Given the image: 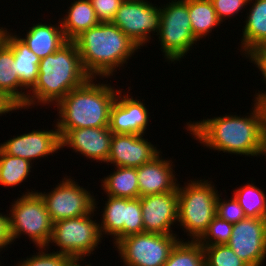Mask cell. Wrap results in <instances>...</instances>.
Instances as JSON below:
<instances>
[{
	"label": "cell",
	"instance_id": "obj_16",
	"mask_svg": "<svg viewBox=\"0 0 266 266\" xmlns=\"http://www.w3.org/2000/svg\"><path fill=\"white\" fill-rule=\"evenodd\" d=\"M145 233L178 235V190L140 197ZM174 230V231H173Z\"/></svg>",
	"mask_w": 266,
	"mask_h": 266
},
{
	"label": "cell",
	"instance_id": "obj_12",
	"mask_svg": "<svg viewBox=\"0 0 266 266\" xmlns=\"http://www.w3.org/2000/svg\"><path fill=\"white\" fill-rule=\"evenodd\" d=\"M99 225L102 236L111 237L113 245L124 237L144 233L140 197L135 199L105 195ZM107 200V201H106Z\"/></svg>",
	"mask_w": 266,
	"mask_h": 266
},
{
	"label": "cell",
	"instance_id": "obj_23",
	"mask_svg": "<svg viewBox=\"0 0 266 266\" xmlns=\"http://www.w3.org/2000/svg\"><path fill=\"white\" fill-rule=\"evenodd\" d=\"M13 62V49L0 36V93L21 111L26 105L28 91L20 84Z\"/></svg>",
	"mask_w": 266,
	"mask_h": 266
},
{
	"label": "cell",
	"instance_id": "obj_36",
	"mask_svg": "<svg viewBox=\"0 0 266 266\" xmlns=\"http://www.w3.org/2000/svg\"><path fill=\"white\" fill-rule=\"evenodd\" d=\"M248 59V60H247ZM247 62L253 63L255 68H258L259 75H262V82L266 85V42L261 44L256 50H254L247 58ZM258 91V92H257ZM253 94L254 97L260 98L265 90H257Z\"/></svg>",
	"mask_w": 266,
	"mask_h": 266
},
{
	"label": "cell",
	"instance_id": "obj_7",
	"mask_svg": "<svg viewBox=\"0 0 266 266\" xmlns=\"http://www.w3.org/2000/svg\"><path fill=\"white\" fill-rule=\"evenodd\" d=\"M169 1V2H168ZM161 5V22L158 33V44L164 62L176 64L192 53L198 41L192 34L188 13V0H166ZM179 61V62H178Z\"/></svg>",
	"mask_w": 266,
	"mask_h": 266
},
{
	"label": "cell",
	"instance_id": "obj_6",
	"mask_svg": "<svg viewBox=\"0 0 266 266\" xmlns=\"http://www.w3.org/2000/svg\"><path fill=\"white\" fill-rule=\"evenodd\" d=\"M31 190V191H30ZM34 190V191H33ZM9 207V230L13 244L23 236L38 247H47L52 235L53 222L43 198L36 189H26Z\"/></svg>",
	"mask_w": 266,
	"mask_h": 266
},
{
	"label": "cell",
	"instance_id": "obj_18",
	"mask_svg": "<svg viewBox=\"0 0 266 266\" xmlns=\"http://www.w3.org/2000/svg\"><path fill=\"white\" fill-rule=\"evenodd\" d=\"M147 134H113L106 164L138 168L152 161L162 151L147 139Z\"/></svg>",
	"mask_w": 266,
	"mask_h": 266
},
{
	"label": "cell",
	"instance_id": "obj_8",
	"mask_svg": "<svg viewBox=\"0 0 266 266\" xmlns=\"http://www.w3.org/2000/svg\"><path fill=\"white\" fill-rule=\"evenodd\" d=\"M97 199L95 197V210L92 213L54 222L48 246L51 244L57 246L56 252L69 255L72 258H89L95 254L104 238L100 230L99 220L93 218L101 208L97 206L99 205Z\"/></svg>",
	"mask_w": 266,
	"mask_h": 266
},
{
	"label": "cell",
	"instance_id": "obj_25",
	"mask_svg": "<svg viewBox=\"0 0 266 266\" xmlns=\"http://www.w3.org/2000/svg\"><path fill=\"white\" fill-rule=\"evenodd\" d=\"M115 168V169H114ZM107 176L100 179L105 195L135 199L139 198L137 168L113 167Z\"/></svg>",
	"mask_w": 266,
	"mask_h": 266
},
{
	"label": "cell",
	"instance_id": "obj_4",
	"mask_svg": "<svg viewBox=\"0 0 266 266\" xmlns=\"http://www.w3.org/2000/svg\"><path fill=\"white\" fill-rule=\"evenodd\" d=\"M104 79L90 77L54 106L60 138L71 129L109 127L111 107L120 87Z\"/></svg>",
	"mask_w": 266,
	"mask_h": 266
},
{
	"label": "cell",
	"instance_id": "obj_30",
	"mask_svg": "<svg viewBox=\"0 0 266 266\" xmlns=\"http://www.w3.org/2000/svg\"><path fill=\"white\" fill-rule=\"evenodd\" d=\"M202 247L205 266H248L227 244Z\"/></svg>",
	"mask_w": 266,
	"mask_h": 266
},
{
	"label": "cell",
	"instance_id": "obj_27",
	"mask_svg": "<svg viewBox=\"0 0 266 266\" xmlns=\"http://www.w3.org/2000/svg\"><path fill=\"white\" fill-rule=\"evenodd\" d=\"M34 165L27 159L5 154L0 149V186L17 187L31 177ZM27 179V180H26Z\"/></svg>",
	"mask_w": 266,
	"mask_h": 266
},
{
	"label": "cell",
	"instance_id": "obj_40",
	"mask_svg": "<svg viewBox=\"0 0 266 266\" xmlns=\"http://www.w3.org/2000/svg\"><path fill=\"white\" fill-rule=\"evenodd\" d=\"M86 259L87 258H72L65 266H92L91 262L88 260V262H89V264H88ZM80 263H82V264H80Z\"/></svg>",
	"mask_w": 266,
	"mask_h": 266
},
{
	"label": "cell",
	"instance_id": "obj_37",
	"mask_svg": "<svg viewBox=\"0 0 266 266\" xmlns=\"http://www.w3.org/2000/svg\"><path fill=\"white\" fill-rule=\"evenodd\" d=\"M6 211L7 214H4L5 212H0V253L3 250V252H5V250H8L7 248H11V244H13L9 230L8 210L6 209Z\"/></svg>",
	"mask_w": 266,
	"mask_h": 266
},
{
	"label": "cell",
	"instance_id": "obj_35",
	"mask_svg": "<svg viewBox=\"0 0 266 266\" xmlns=\"http://www.w3.org/2000/svg\"><path fill=\"white\" fill-rule=\"evenodd\" d=\"M99 22H112L124 0H89Z\"/></svg>",
	"mask_w": 266,
	"mask_h": 266
},
{
	"label": "cell",
	"instance_id": "obj_39",
	"mask_svg": "<svg viewBox=\"0 0 266 266\" xmlns=\"http://www.w3.org/2000/svg\"><path fill=\"white\" fill-rule=\"evenodd\" d=\"M263 156L266 159V124L264 125L261 132L259 149L256 158H262Z\"/></svg>",
	"mask_w": 266,
	"mask_h": 266
},
{
	"label": "cell",
	"instance_id": "obj_3",
	"mask_svg": "<svg viewBox=\"0 0 266 266\" xmlns=\"http://www.w3.org/2000/svg\"><path fill=\"white\" fill-rule=\"evenodd\" d=\"M38 71L37 82L27 94L23 111L32 110L35 106H46L45 109L54 107L71 90L90 78L73 41H67L55 53L40 59Z\"/></svg>",
	"mask_w": 266,
	"mask_h": 266
},
{
	"label": "cell",
	"instance_id": "obj_2",
	"mask_svg": "<svg viewBox=\"0 0 266 266\" xmlns=\"http://www.w3.org/2000/svg\"><path fill=\"white\" fill-rule=\"evenodd\" d=\"M73 42L90 77L111 78L127 67L140 48L112 22H100L82 32ZM126 64V65H125ZM126 66V67H124ZM121 67V68H120Z\"/></svg>",
	"mask_w": 266,
	"mask_h": 266
},
{
	"label": "cell",
	"instance_id": "obj_32",
	"mask_svg": "<svg viewBox=\"0 0 266 266\" xmlns=\"http://www.w3.org/2000/svg\"><path fill=\"white\" fill-rule=\"evenodd\" d=\"M232 229L233 224L215 216L197 241L202 246L227 244L231 238Z\"/></svg>",
	"mask_w": 266,
	"mask_h": 266
},
{
	"label": "cell",
	"instance_id": "obj_5",
	"mask_svg": "<svg viewBox=\"0 0 266 266\" xmlns=\"http://www.w3.org/2000/svg\"><path fill=\"white\" fill-rule=\"evenodd\" d=\"M209 179V180H208ZM194 178L178 184V223L183 235L197 241L207 230L216 216V203L219 196L213 180Z\"/></svg>",
	"mask_w": 266,
	"mask_h": 266
},
{
	"label": "cell",
	"instance_id": "obj_15",
	"mask_svg": "<svg viewBox=\"0 0 266 266\" xmlns=\"http://www.w3.org/2000/svg\"><path fill=\"white\" fill-rule=\"evenodd\" d=\"M53 129H33L31 132L11 136L6 142L0 143V149L5 153L29 160L32 164L40 158L55 156L61 150L59 130L55 120Z\"/></svg>",
	"mask_w": 266,
	"mask_h": 266
},
{
	"label": "cell",
	"instance_id": "obj_24",
	"mask_svg": "<svg viewBox=\"0 0 266 266\" xmlns=\"http://www.w3.org/2000/svg\"><path fill=\"white\" fill-rule=\"evenodd\" d=\"M66 6H69L63 10L66 13L63 12L58 18L61 19V27L67 41H73L82 32L100 23L89 0H73Z\"/></svg>",
	"mask_w": 266,
	"mask_h": 266
},
{
	"label": "cell",
	"instance_id": "obj_21",
	"mask_svg": "<svg viewBox=\"0 0 266 266\" xmlns=\"http://www.w3.org/2000/svg\"><path fill=\"white\" fill-rule=\"evenodd\" d=\"M250 8H249V7ZM244 25L238 45L240 55L245 59L266 42V0H248Z\"/></svg>",
	"mask_w": 266,
	"mask_h": 266
},
{
	"label": "cell",
	"instance_id": "obj_33",
	"mask_svg": "<svg viewBox=\"0 0 266 266\" xmlns=\"http://www.w3.org/2000/svg\"><path fill=\"white\" fill-rule=\"evenodd\" d=\"M221 195H223V192L219 193V196L217 198L216 216L226 220L231 224H236L237 222L246 218L244 210L233 195L230 198H227L229 196L224 195L223 199Z\"/></svg>",
	"mask_w": 266,
	"mask_h": 266
},
{
	"label": "cell",
	"instance_id": "obj_38",
	"mask_svg": "<svg viewBox=\"0 0 266 266\" xmlns=\"http://www.w3.org/2000/svg\"><path fill=\"white\" fill-rule=\"evenodd\" d=\"M14 111L17 112L19 109L0 93V116H6L8 113H10L9 115L11 116Z\"/></svg>",
	"mask_w": 266,
	"mask_h": 266
},
{
	"label": "cell",
	"instance_id": "obj_28",
	"mask_svg": "<svg viewBox=\"0 0 266 266\" xmlns=\"http://www.w3.org/2000/svg\"><path fill=\"white\" fill-rule=\"evenodd\" d=\"M252 178L246 184L233 189V196L245 212L248 218L266 219V192L257 187Z\"/></svg>",
	"mask_w": 266,
	"mask_h": 266
},
{
	"label": "cell",
	"instance_id": "obj_10",
	"mask_svg": "<svg viewBox=\"0 0 266 266\" xmlns=\"http://www.w3.org/2000/svg\"><path fill=\"white\" fill-rule=\"evenodd\" d=\"M179 240L178 235L144 232L122 238L113 248L123 266H164Z\"/></svg>",
	"mask_w": 266,
	"mask_h": 266
},
{
	"label": "cell",
	"instance_id": "obj_26",
	"mask_svg": "<svg viewBox=\"0 0 266 266\" xmlns=\"http://www.w3.org/2000/svg\"><path fill=\"white\" fill-rule=\"evenodd\" d=\"M188 13L191 21L192 34L201 44L200 40L208 39L210 33L222 24L217 17L211 0H188ZM215 28V29H214ZM210 35V36H209Z\"/></svg>",
	"mask_w": 266,
	"mask_h": 266
},
{
	"label": "cell",
	"instance_id": "obj_31",
	"mask_svg": "<svg viewBox=\"0 0 266 266\" xmlns=\"http://www.w3.org/2000/svg\"><path fill=\"white\" fill-rule=\"evenodd\" d=\"M51 246L38 247L36 253L22 258L14 266H65L71 259L69 255L51 252Z\"/></svg>",
	"mask_w": 266,
	"mask_h": 266
},
{
	"label": "cell",
	"instance_id": "obj_17",
	"mask_svg": "<svg viewBox=\"0 0 266 266\" xmlns=\"http://www.w3.org/2000/svg\"><path fill=\"white\" fill-rule=\"evenodd\" d=\"M113 133L109 127L68 130L61 138V150L67 147L91 162L107 163Z\"/></svg>",
	"mask_w": 266,
	"mask_h": 266
},
{
	"label": "cell",
	"instance_id": "obj_20",
	"mask_svg": "<svg viewBox=\"0 0 266 266\" xmlns=\"http://www.w3.org/2000/svg\"><path fill=\"white\" fill-rule=\"evenodd\" d=\"M2 25L1 37L12 47L14 62L12 67L18 74L20 84L29 92L37 82L38 66L40 58L31 51L13 28H6Z\"/></svg>",
	"mask_w": 266,
	"mask_h": 266
},
{
	"label": "cell",
	"instance_id": "obj_41",
	"mask_svg": "<svg viewBox=\"0 0 266 266\" xmlns=\"http://www.w3.org/2000/svg\"><path fill=\"white\" fill-rule=\"evenodd\" d=\"M259 99L261 100L266 112V92H264V94Z\"/></svg>",
	"mask_w": 266,
	"mask_h": 266
},
{
	"label": "cell",
	"instance_id": "obj_13",
	"mask_svg": "<svg viewBox=\"0 0 266 266\" xmlns=\"http://www.w3.org/2000/svg\"><path fill=\"white\" fill-rule=\"evenodd\" d=\"M132 88L128 87L127 92L120 89L111 107L109 128L113 134L144 135L152 122L145 99L130 94Z\"/></svg>",
	"mask_w": 266,
	"mask_h": 266
},
{
	"label": "cell",
	"instance_id": "obj_9",
	"mask_svg": "<svg viewBox=\"0 0 266 266\" xmlns=\"http://www.w3.org/2000/svg\"><path fill=\"white\" fill-rule=\"evenodd\" d=\"M64 175L60 183L53 185L51 191L36 190L43 198L53 223L62 219L81 217L95 210V197L98 195L94 196L93 190L81 186L74 176Z\"/></svg>",
	"mask_w": 266,
	"mask_h": 266
},
{
	"label": "cell",
	"instance_id": "obj_11",
	"mask_svg": "<svg viewBox=\"0 0 266 266\" xmlns=\"http://www.w3.org/2000/svg\"><path fill=\"white\" fill-rule=\"evenodd\" d=\"M154 3L151 0H124L112 21L140 49L148 47L159 33L161 6Z\"/></svg>",
	"mask_w": 266,
	"mask_h": 266
},
{
	"label": "cell",
	"instance_id": "obj_19",
	"mask_svg": "<svg viewBox=\"0 0 266 266\" xmlns=\"http://www.w3.org/2000/svg\"><path fill=\"white\" fill-rule=\"evenodd\" d=\"M162 152L152 161L137 168L139 197L172 192L178 188V174L172 158H165Z\"/></svg>",
	"mask_w": 266,
	"mask_h": 266
},
{
	"label": "cell",
	"instance_id": "obj_34",
	"mask_svg": "<svg viewBox=\"0 0 266 266\" xmlns=\"http://www.w3.org/2000/svg\"><path fill=\"white\" fill-rule=\"evenodd\" d=\"M221 23L234 19L247 9L248 0H211ZM244 11V12H243Z\"/></svg>",
	"mask_w": 266,
	"mask_h": 266
},
{
	"label": "cell",
	"instance_id": "obj_14",
	"mask_svg": "<svg viewBox=\"0 0 266 266\" xmlns=\"http://www.w3.org/2000/svg\"><path fill=\"white\" fill-rule=\"evenodd\" d=\"M227 245L248 266H262L266 261V219L246 217L233 224Z\"/></svg>",
	"mask_w": 266,
	"mask_h": 266
},
{
	"label": "cell",
	"instance_id": "obj_1",
	"mask_svg": "<svg viewBox=\"0 0 266 266\" xmlns=\"http://www.w3.org/2000/svg\"><path fill=\"white\" fill-rule=\"evenodd\" d=\"M254 100V101H253ZM250 113L236 112L186 122L183 129L204 149L236 156H257L260 136L266 124L265 108L259 98L253 96ZM239 115V116H238Z\"/></svg>",
	"mask_w": 266,
	"mask_h": 266
},
{
	"label": "cell",
	"instance_id": "obj_22",
	"mask_svg": "<svg viewBox=\"0 0 266 266\" xmlns=\"http://www.w3.org/2000/svg\"><path fill=\"white\" fill-rule=\"evenodd\" d=\"M42 21L43 22L36 24L32 23L31 27L26 30V34L25 32L22 34V31L18 33V36L26 42L29 49L40 59L55 53L67 42L61 27L60 19H58L56 24L53 20L49 23L45 20Z\"/></svg>",
	"mask_w": 266,
	"mask_h": 266
},
{
	"label": "cell",
	"instance_id": "obj_29",
	"mask_svg": "<svg viewBox=\"0 0 266 266\" xmlns=\"http://www.w3.org/2000/svg\"><path fill=\"white\" fill-rule=\"evenodd\" d=\"M164 266H205L204 248L198 241L179 240Z\"/></svg>",
	"mask_w": 266,
	"mask_h": 266
}]
</instances>
